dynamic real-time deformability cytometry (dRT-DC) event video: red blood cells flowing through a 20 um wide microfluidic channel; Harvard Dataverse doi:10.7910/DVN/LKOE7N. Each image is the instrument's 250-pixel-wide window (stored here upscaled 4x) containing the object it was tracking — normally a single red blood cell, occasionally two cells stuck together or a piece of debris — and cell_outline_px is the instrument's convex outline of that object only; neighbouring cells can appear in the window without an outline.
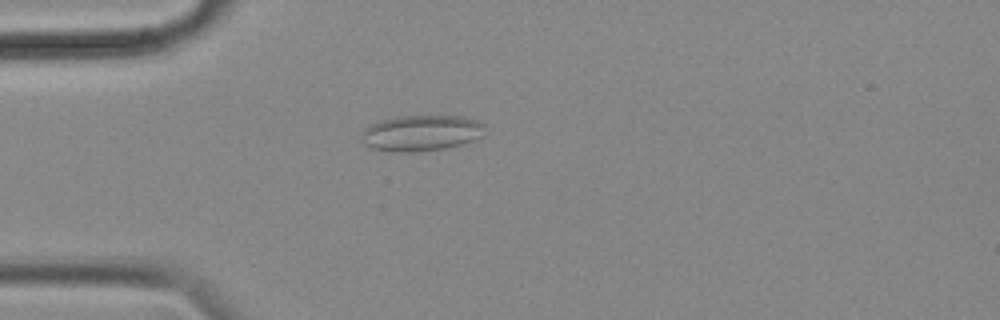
{"species": "common noctule bat (a hibernating species)", "species_latin": "Nyctalus noctula", "temperature_condition": "cold", "stored_images_in_passage": 54, "camera_frame_rate_fps": 3000, "um_per_image_px": 0.085, "animal": {"sex": "female", "body_mass_g": 18.4}, "frame": {"image": 1, "passage_image": 13, "time_ms": 4.0, "image_size_px": [1000, 320], "cell_outline_px": [[488, 124], [484, 136], [476, 140], [444, 148], [420, 152], [400, 152], [372, 148], [364, 144], [360, 140], [360, 136], [364, 128], [372, 124], [396, 116], [464, 116], [480, 120]], "centroid_in_image_um": [35.89, 11.3], "position_along_channel_um": 49.1, "area_um2": 26.3}}
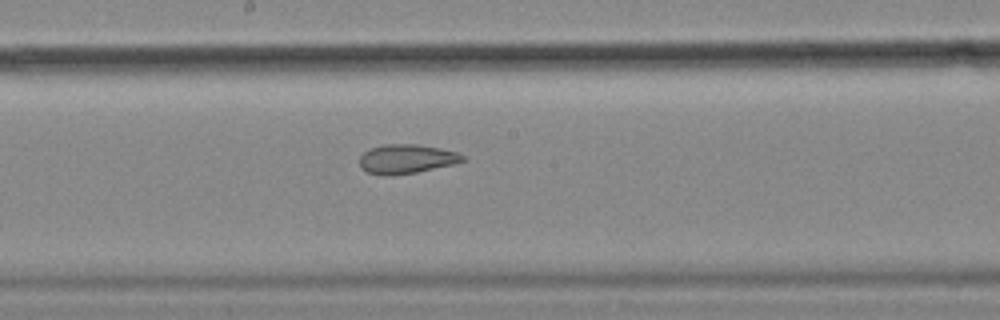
{"frame": {"image": 2, "passage_image": 28, "time_ms": 9.0, "image_size_px": [1000, 320], "cell_outline_px": [[468, 160], [452, 164], [416, 172], [392, 176], [384, 176], [368, 172], [360, 168], [360, 156], [364, 152], [372, 148], [384, 144], [420, 144], [440, 148], [456, 152], [464, 156]], "centroid_in_image_um": [34.54, 13.51], "position_along_channel_um": 213.7, "area_um2": 17.57}}
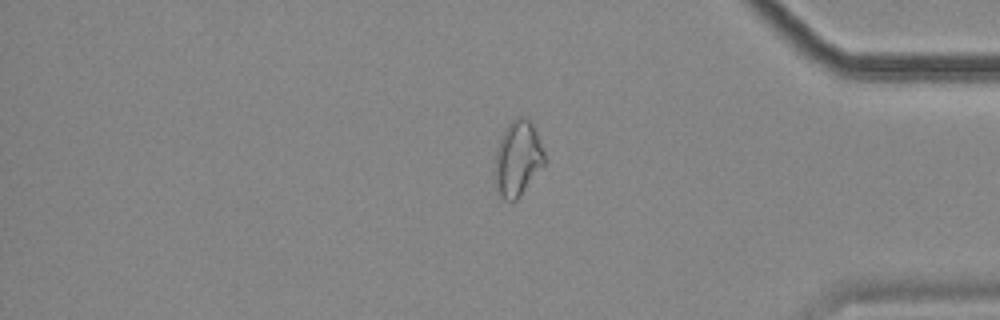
{"frame": {"image": 3, "passage_image": 45, "time_ms": 14.667, "image_size_px": [1000, 320], "cell_outline_px": [[544, 164], [520, 196], [516, 200], [504, 200], [500, 196], [496, 188], [496, 148], [500, 136], [504, 128], [516, 116], [528, 116], [536, 132], [544, 152]], "centroid_in_image_um": [44.0, 13.43], "position_along_channel_um": 391.2, "area_um2": 21.62}, "authors_computed_cell_mechanics": {"area_um2": 21.0103, "velocity_mm_per_s": 3.5282, "shape_relaxation_time_tau1_ms": null, "shape_relaxation_time_tau2_ms": 2.4213, "deformation_change_tau1": null, "deformation_change_tau2": 0.0904}}